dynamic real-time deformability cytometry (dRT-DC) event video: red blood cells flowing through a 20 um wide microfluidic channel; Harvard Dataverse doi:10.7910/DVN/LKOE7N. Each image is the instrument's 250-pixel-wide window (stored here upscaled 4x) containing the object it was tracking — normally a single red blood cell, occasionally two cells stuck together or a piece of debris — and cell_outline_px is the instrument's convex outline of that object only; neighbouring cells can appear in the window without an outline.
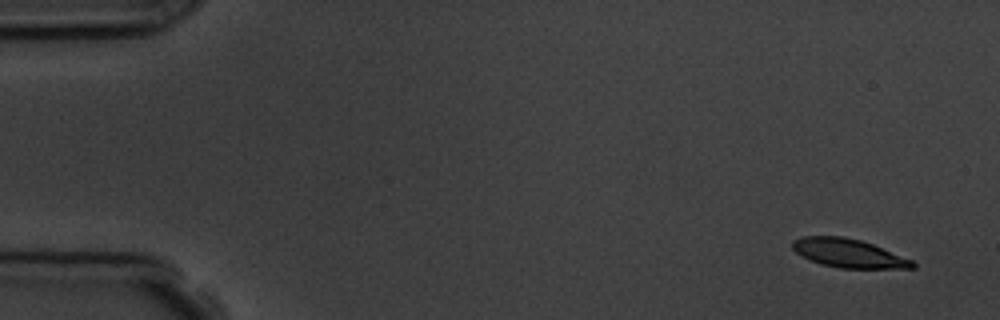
{"species": "common noctule bat (a hibernating species)", "species_latin": "Nyctalus noctula", "temperature_condition": "room temperature", "stored_images_in_passage": 4, "camera_frame_rate_fps": 3000, "um_per_image_px": 0.085, "animal": {"sex": "male", "body_mass_g": 19.5, "forearm_length_mm": 54.6}, "frame": {"image": 1, "passage_image": 1, "time_ms": 0.0, "image_size_px": [1000, 320], "cell_outline_px": [[916, 268], [840, 268], [820, 264], [800, 256], [792, 248], [792, 240], [800, 236], [844, 236], [860, 240], [872, 244], [912, 260], [916, 264]], "centroid_in_image_um": [72.08, 21.52], "position_along_channel_um": 12.9, "area_um2": 20.06}}
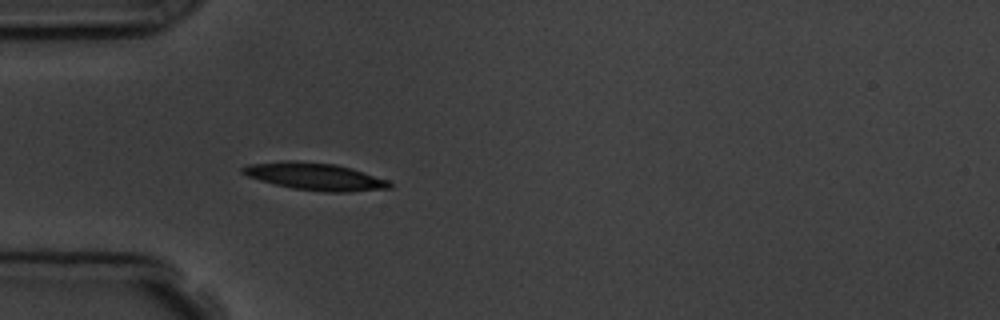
{"frame": {"image": 2, "passage_image": 4, "time_ms": 4.333, "image_size_px": [1000, 320], "cell_outline_px": [[392, 188], [348, 192], [328, 192], [292, 188], [260, 180], [248, 176], [240, 172], [240, 168], [248, 164], [284, 160], [292, 160], [336, 164], [388, 180], [392, 184]], "centroid_in_image_um": [26.74, 14.99], "position_along_channel_um": 58.3, "area_um2": 23.24}}